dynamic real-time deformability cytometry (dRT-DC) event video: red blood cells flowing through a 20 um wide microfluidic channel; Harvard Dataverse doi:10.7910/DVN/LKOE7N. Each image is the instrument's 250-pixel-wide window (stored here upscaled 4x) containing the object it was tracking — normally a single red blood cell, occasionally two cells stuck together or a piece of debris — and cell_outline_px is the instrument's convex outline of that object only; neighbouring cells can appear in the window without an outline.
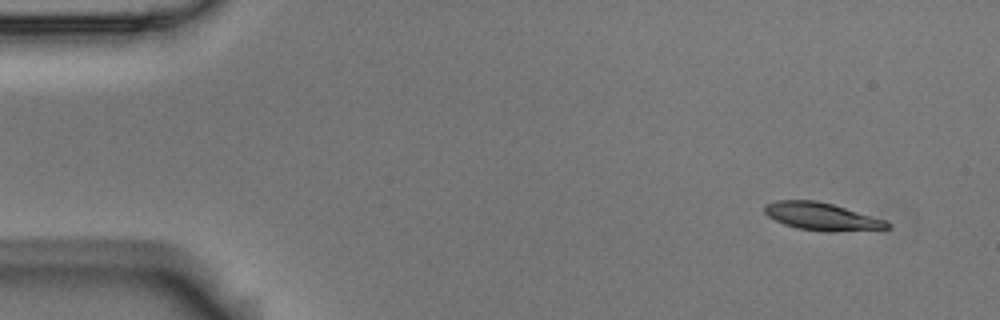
{"species": "Egyptian fruit bat (a non-hibernating species)", "species_latin": "Rousettus aegyptiacus", "temperature_condition": "room temperature", "stored_images_in_passage": 7, "camera_frame_rate_fps": 3000, "um_per_image_px": 0.085, "animal": {"sex": "male"}, "frame": {"image": 1, "passage_image": 1, "time_ms": 0.0, "image_size_px": [1000, 320], "cell_outline_px": [[892, 228], [832, 232], [824, 232], [796, 228], [784, 224], [768, 216], [764, 212], [764, 204], [776, 200], [816, 200], [832, 204], [884, 220], [892, 224]], "centroid_in_image_um": [69.82, 18.41], "position_along_channel_um": 15.2, "area_um2": 19.71}}
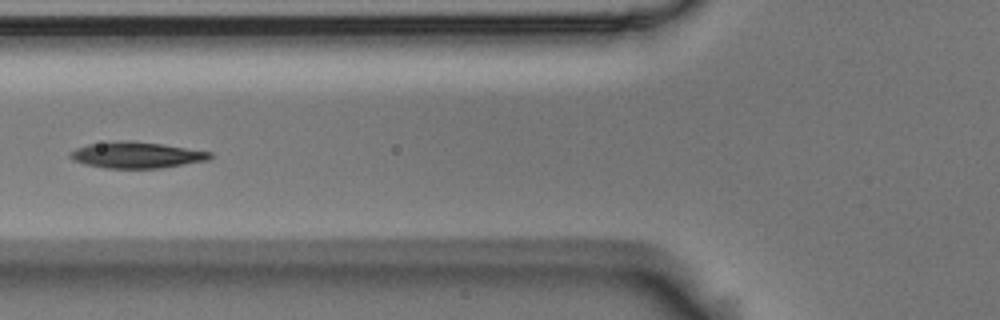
{"frame": {"image": 2, "passage_image": 5, "time_ms": 1.333, "image_size_px": [1000, 320], "cell_outline_px": [[212, 156], [208, 160], [160, 168], [104, 168], [84, 164], [72, 160], [68, 156], [68, 152], [76, 148], [88, 144], [124, 140], [128, 140], [160, 144], [212, 152]], "centroid_in_image_um": [11.54, 13.18], "position_along_channel_um": 114.3, "area_um2": 21.27}}
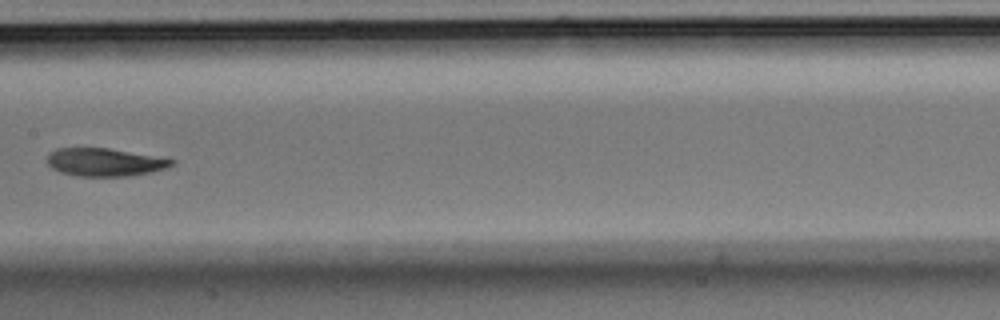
{"frame": {"image": 3, "passage_image": 7, "time_ms": 2.0, "image_size_px": [1000, 320], "cell_outline_px": [[176, 164], [168, 168], [152, 172], [128, 176], [76, 176], [60, 172], [52, 168], [48, 164], [48, 152], [56, 148], [108, 148], [168, 156], [176, 160]], "centroid_in_image_um": [9.03, 13.77], "position_along_channel_um": 198.4, "area_um2": 20.98}}